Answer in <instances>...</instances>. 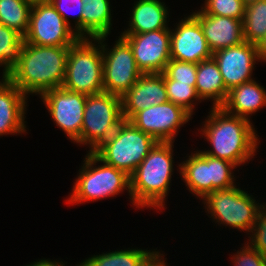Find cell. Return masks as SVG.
Segmentation results:
<instances>
[{"label":"cell","mask_w":266,"mask_h":266,"mask_svg":"<svg viewBox=\"0 0 266 266\" xmlns=\"http://www.w3.org/2000/svg\"><path fill=\"white\" fill-rule=\"evenodd\" d=\"M195 88L202 101H213L212 107H221L225 103L229 91L213 57L197 64Z\"/></svg>","instance_id":"22"},{"label":"cell","mask_w":266,"mask_h":266,"mask_svg":"<svg viewBox=\"0 0 266 266\" xmlns=\"http://www.w3.org/2000/svg\"><path fill=\"white\" fill-rule=\"evenodd\" d=\"M123 120H130L137 112L168 101L163 73L142 74L121 97Z\"/></svg>","instance_id":"17"},{"label":"cell","mask_w":266,"mask_h":266,"mask_svg":"<svg viewBox=\"0 0 266 266\" xmlns=\"http://www.w3.org/2000/svg\"><path fill=\"white\" fill-rule=\"evenodd\" d=\"M197 64L171 59L163 72L164 80L196 83Z\"/></svg>","instance_id":"31"},{"label":"cell","mask_w":266,"mask_h":266,"mask_svg":"<svg viewBox=\"0 0 266 266\" xmlns=\"http://www.w3.org/2000/svg\"><path fill=\"white\" fill-rule=\"evenodd\" d=\"M79 169L72 193L65 202L67 204H83L115 197L125 190L130 195V176L125 172L106 164L94 152H89ZM98 166H95L97 164ZM103 164V165H102Z\"/></svg>","instance_id":"4"},{"label":"cell","mask_w":266,"mask_h":266,"mask_svg":"<svg viewBox=\"0 0 266 266\" xmlns=\"http://www.w3.org/2000/svg\"><path fill=\"white\" fill-rule=\"evenodd\" d=\"M31 9L29 0H0V24L24 37L29 28Z\"/></svg>","instance_id":"25"},{"label":"cell","mask_w":266,"mask_h":266,"mask_svg":"<svg viewBox=\"0 0 266 266\" xmlns=\"http://www.w3.org/2000/svg\"><path fill=\"white\" fill-rule=\"evenodd\" d=\"M107 37L101 36L103 88L105 92L122 97L142 72L137 68L130 44L120 35L110 49L106 43Z\"/></svg>","instance_id":"10"},{"label":"cell","mask_w":266,"mask_h":266,"mask_svg":"<svg viewBox=\"0 0 266 266\" xmlns=\"http://www.w3.org/2000/svg\"><path fill=\"white\" fill-rule=\"evenodd\" d=\"M260 62H266V36L257 44Z\"/></svg>","instance_id":"35"},{"label":"cell","mask_w":266,"mask_h":266,"mask_svg":"<svg viewBox=\"0 0 266 266\" xmlns=\"http://www.w3.org/2000/svg\"><path fill=\"white\" fill-rule=\"evenodd\" d=\"M66 262L57 260L40 259L25 266H65Z\"/></svg>","instance_id":"34"},{"label":"cell","mask_w":266,"mask_h":266,"mask_svg":"<svg viewBox=\"0 0 266 266\" xmlns=\"http://www.w3.org/2000/svg\"><path fill=\"white\" fill-rule=\"evenodd\" d=\"M0 136L27 132V97L6 76L0 79Z\"/></svg>","instance_id":"18"},{"label":"cell","mask_w":266,"mask_h":266,"mask_svg":"<svg viewBox=\"0 0 266 266\" xmlns=\"http://www.w3.org/2000/svg\"><path fill=\"white\" fill-rule=\"evenodd\" d=\"M82 38H98L110 35L112 30L111 4L109 0H82Z\"/></svg>","instance_id":"24"},{"label":"cell","mask_w":266,"mask_h":266,"mask_svg":"<svg viewBox=\"0 0 266 266\" xmlns=\"http://www.w3.org/2000/svg\"><path fill=\"white\" fill-rule=\"evenodd\" d=\"M23 43L21 34L0 24V67H4L2 76H7L18 64Z\"/></svg>","instance_id":"27"},{"label":"cell","mask_w":266,"mask_h":266,"mask_svg":"<svg viewBox=\"0 0 266 266\" xmlns=\"http://www.w3.org/2000/svg\"><path fill=\"white\" fill-rule=\"evenodd\" d=\"M248 236V243L266 258V203L259 209L257 220Z\"/></svg>","instance_id":"32"},{"label":"cell","mask_w":266,"mask_h":266,"mask_svg":"<svg viewBox=\"0 0 266 266\" xmlns=\"http://www.w3.org/2000/svg\"><path fill=\"white\" fill-rule=\"evenodd\" d=\"M123 121L122 98L108 92L87 95L81 128V145L93 152Z\"/></svg>","instance_id":"9"},{"label":"cell","mask_w":266,"mask_h":266,"mask_svg":"<svg viewBox=\"0 0 266 266\" xmlns=\"http://www.w3.org/2000/svg\"><path fill=\"white\" fill-rule=\"evenodd\" d=\"M173 148L174 142H157L130 176V202L136 208L165 209L175 170Z\"/></svg>","instance_id":"3"},{"label":"cell","mask_w":266,"mask_h":266,"mask_svg":"<svg viewBox=\"0 0 266 266\" xmlns=\"http://www.w3.org/2000/svg\"><path fill=\"white\" fill-rule=\"evenodd\" d=\"M157 141L130 121L123 120L116 131L93 152L106 164L131 176Z\"/></svg>","instance_id":"6"},{"label":"cell","mask_w":266,"mask_h":266,"mask_svg":"<svg viewBox=\"0 0 266 266\" xmlns=\"http://www.w3.org/2000/svg\"><path fill=\"white\" fill-rule=\"evenodd\" d=\"M231 258L234 266H266V258L247 241Z\"/></svg>","instance_id":"33"},{"label":"cell","mask_w":266,"mask_h":266,"mask_svg":"<svg viewBox=\"0 0 266 266\" xmlns=\"http://www.w3.org/2000/svg\"><path fill=\"white\" fill-rule=\"evenodd\" d=\"M212 57L216 61L228 91L254 80L252 73L256 62H260L257 45L242 42L239 45L217 50Z\"/></svg>","instance_id":"15"},{"label":"cell","mask_w":266,"mask_h":266,"mask_svg":"<svg viewBox=\"0 0 266 266\" xmlns=\"http://www.w3.org/2000/svg\"><path fill=\"white\" fill-rule=\"evenodd\" d=\"M175 24L170 27L171 59L198 64L212 57L200 22L192 14Z\"/></svg>","instance_id":"16"},{"label":"cell","mask_w":266,"mask_h":266,"mask_svg":"<svg viewBox=\"0 0 266 266\" xmlns=\"http://www.w3.org/2000/svg\"><path fill=\"white\" fill-rule=\"evenodd\" d=\"M200 22L203 34L212 53L239 45L245 41L242 20L205 14L201 9L191 12Z\"/></svg>","instance_id":"19"},{"label":"cell","mask_w":266,"mask_h":266,"mask_svg":"<svg viewBox=\"0 0 266 266\" xmlns=\"http://www.w3.org/2000/svg\"><path fill=\"white\" fill-rule=\"evenodd\" d=\"M164 84L168 101L183 107L193 116L195 110L194 106L202 101L197 94L195 88L196 83H183L178 80H164Z\"/></svg>","instance_id":"28"},{"label":"cell","mask_w":266,"mask_h":266,"mask_svg":"<svg viewBox=\"0 0 266 266\" xmlns=\"http://www.w3.org/2000/svg\"><path fill=\"white\" fill-rule=\"evenodd\" d=\"M157 248H128L93 255L81 262L83 266H152L162 255Z\"/></svg>","instance_id":"23"},{"label":"cell","mask_w":266,"mask_h":266,"mask_svg":"<svg viewBox=\"0 0 266 266\" xmlns=\"http://www.w3.org/2000/svg\"><path fill=\"white\" fill-rule=\"evenodd\" d=\"M265 106L266 89L255 80H252L232 88L221 107L229 114L250 120L252 114Z\"/></svg>","instance_id":"21"},{"label":"cell","mask_w":266,"mask_h":266,"mask_svg":"<svg viewBox=\"0 0 266 266\" xmlns=\"http://www.w3.org/2000/svg\"><path fill=\"white\" fill-rule=\"evenodd\" d=\"M208 217L218 225L245 231L250 234L256 223L259 209L262 206L253 195L237 185L215 190L203 200ZM258 202V203H257ZM210 214V215H209Z\"/></svg>","instance_id":"8"},{"label":"cell","mask_w":266,"mask_h":266,"mask_svg":"<svg viewBox=\"0 0 266 266\" xmlns=\"http://www.w3.org/2000/svg\"><path fill=\"white\" fill-rule=\"evenodd\" d=\"M62 87L85 95L104 91L101 37L79 38L69 47Z\"/></svg>","instance_id":"5"},{"label":"cell","mask_w":266,"mask_h":266,"mask_svg":"<svg viewBox=\"0 0 266 266\" xmlns=\"http://www.w3.org/2000/svg\"><path fill=\"white\" fill-rule=\"evenodd\" d=\"M177 165L189 192L201 200L215 190L237 185L233 172L237 166L227 160L204 154L202 150L191 152L186 160Z\"/></svg>","instance_id":"7"},{"label":"cell","mask_w":266,"mask_h":266,"mask_svg":"<svg viewBox=\"0 0 266 266\" xmlns=\"http://www.w3.org/2000/svg\"><path fill=\"white\" fill-rule=\"evenodd\" d=\"M57 127L81 145V128L87 95L58 87L39 96Z\"/></svg>","instance_id":"12"},{"label":"cell","mask_w":266,"mask_h":266,"mask_svg":"<svg viewBox=\"0 0 266 266\" xmlns=\"http://www.w3.org/2000/svg\"><path fill=\"white\" fill-rule=\"evenodd\" d=\"M162 255L152 266H168L166 265L167 262H165L166 258L163 257Z\"/></svg>","instance_id":"36"},{"label":"cell","mask_w":266,"mask_h":266,"mask_svg":"<svg viewBox=\"0 0 266 266\" xmlns=\"http://www.w3.org/2000/svg\"><path fill=\"white\" fill-rule=\"evenodd\" d=\"M201 129L212 146L204 154L227 160L237 167L251 161L257 152L260 138L253 123L244 117L227 113L222 107H211Z\"/></svg>","instance_id":"1"},{"label":"cell","mask_w":266,"mask_h":266,"mask_svg":"<svg viewBox=\"0 0 266 266\" xmlns=\"http://www.w3.org/2000/svg\"><path fill=\"white\" fill-rule=\"evenodd\" d=\"M57 12L63 17V20L75 31V33L82 38V13L84 3L82 0H48ZM72 9V10H71ZM75 16L74 25L71 26L69 19V11ZM68 14H67V13ZM70 13V14H71ZM76 14V15H75Z\"/></svg>","instance_id":"30"},{"label":"cell","mask_w":266,"mask_h":266,"mask_svg":"<svg viewBox=\"0 0 266 266\" xmlns=\"http://www.w3.org/2000/svg\"><path fill=\"white\" fill-rule=\"evenodd\" d=\"M191 118L183 107L167 101L137 112L129 121L157 142H175L178 130Z\"/></svg>","instance_id":"13"},{"label":"cell","mask_w":266,"mask_h":266,"mask_svg":"<svg viewBox=\"0 0 266 266\" xmlns=\"http://www.w3.org/2000/svg\"><path fill=\"white\" fill-rule=\"evenodd\" d=\"M246 5L242 0H205L201 10L208 15L225 16L243 21Z\"/></svg>","instance_id":"29"},{"label":"cell","mask_w":266,"mask_h":266,"mask_svg":"<svg viewBox=\"0 0 266 266\" xmlns=\"http://www.w3.org/2000/svg\"><path fill=\"white\" fill-rule=\"evenodd\" d=\"M120 35L130 44L137 68L142 74L165 71L171 60L170 29Z\"/></svg>","instance_id":"14"},{"label":"cell","mask_w":266,"mask_h":266,"mask_svg":"<svg viewBox=\"0 0 266 266\" xmlns=\"http://www.w3.org/2000/svg\"><path fill=\"white\" fill-rule=\"evenodd\" d=\"M79 38L48 0L32 3L29 28L24 36L25 43L38 46H72Z\"/></svg>","instance_id":"11"},{"label":"cell","mask_w":266,"mask_h":266,"mask_svg":"<svg viewBox=\"0 0 266 266\" xmlns=\"http://www.w3.org/2000/svg\"><path fill=\"white\" fill-rule=\"evenodd\" d=\"M70 46L23 43L19 62L6 76L27 97L61 87Z\"/></svg>","instance_id":"2"},{"label":"cell","mask_w":266,"mask_h":266,"mask_svg":"<svg viewBox=\"0 0 266 266\" xmlns=\"http://www.w3.org/2000/svg\"><path fill=\"white\" fill-rule=\"evenodd\" d=\"M168 7L161 0H137L134 2L129 26L121 34H140L159 29H170Z\"/></svg>","instance_id":"20"},{"label":"cell","mask_w":266,"mask_h":266,"mask_svg":"<svg viewBox=\"0 0 266 266\" xmlns=\"http://www.w3.org/2000/svg\"><path fill=\"white\" fill-rule=\"evenodd\" d=\"M242 23L245 41L257 45L266 36V0L247 5Z\"/></svg>","instance_id":"26"},{"label":"cell","mask_w":266,"mask_h":266,"mask_svg":"<svg viewBox=\"0 0 266 266\" xmlns=\"http://www.w3.org/2000/svg\"><path fill=\"white\" fill-rule=\"evenodd\" d=\"M29 1L33 3V2L46 1V0H29Z\"/></svg>","instance_id":"38"},{"label":"cell","mask_w":266,"mask_h":266,"mask_svg":"<svg viewBox=\"0 0 266 266\" xmlns=\"http://www.w3.org/2000/svg\"><path fill=\"white\" fill-rule=\"evenodd\" d=\"M242 1L247 6V5L251 4V3H254V2L259 1V0H242Z\"/></svg>","instance_id":"37"}]
</instances>
